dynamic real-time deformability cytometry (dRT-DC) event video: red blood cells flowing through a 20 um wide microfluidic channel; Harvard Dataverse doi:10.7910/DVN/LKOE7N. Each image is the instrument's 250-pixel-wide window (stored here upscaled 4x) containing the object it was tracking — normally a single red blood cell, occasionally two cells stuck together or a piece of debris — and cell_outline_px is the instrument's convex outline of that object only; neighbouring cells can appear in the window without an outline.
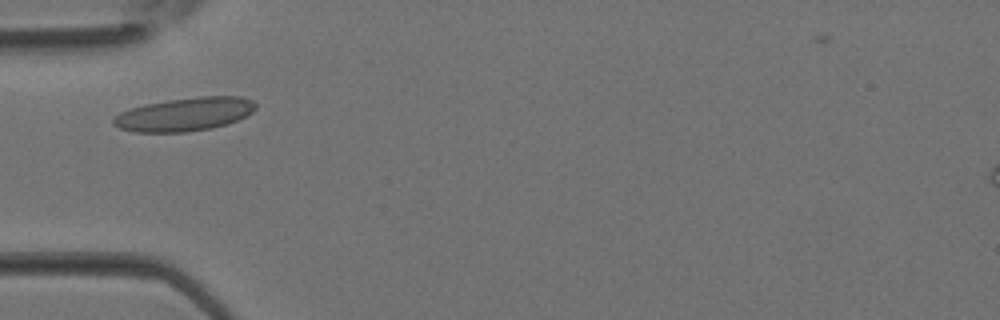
{"species": "Egyptian fruit bat (a non-hibernating species)", "species_latin": "Rousettus aegyptiacus", "temperature_condition": "room temperature", "stored_images_in_passage": 2, "camera_frame_rate_fps": 3000, "um_per_image_px": 0.085, "animal": {"sex": "female"}, "frame": {"image": 1, "passage_image": 2, "time_ms": 0.333, "image_size_px": [1000, 320], "cell_outline_px": [[256, 108], [252, 112], [228, 124], [212, 128], [184, 132], [136, 132], [120, 128], [112, 124], [112, 120], [120, 112], [132, 108], [148, 104], [168, 100], [200, 96], [240, 96], [252, 100], [256, 104]], "centroid_in_image_um": [15.71, 9.71], "position_along_channel_um": 69.3, "area_um2": 27.51}}